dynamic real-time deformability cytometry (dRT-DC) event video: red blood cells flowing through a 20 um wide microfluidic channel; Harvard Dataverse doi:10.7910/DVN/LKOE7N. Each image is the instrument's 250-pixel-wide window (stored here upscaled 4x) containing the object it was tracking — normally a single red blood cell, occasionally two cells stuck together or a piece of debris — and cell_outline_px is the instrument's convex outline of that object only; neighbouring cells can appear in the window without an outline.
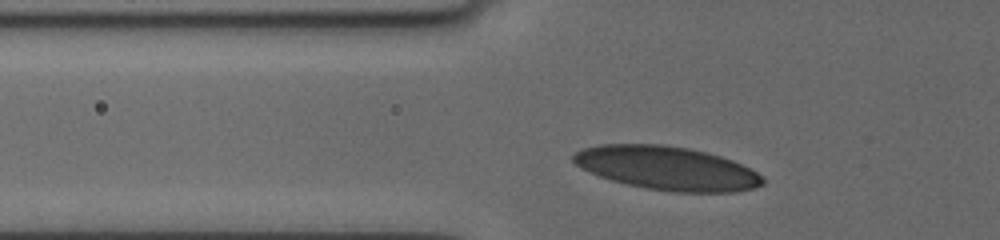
{"species": "human", "species_latin": "Homo sapiens", "temperature_condition": "cold", "stored_images_in_passage": 3, "camera_frame_rate_fps": 3000, "um_per_image_px": 0.085, "donor": {"sex": "female"}, "frame": {"image": 1, "passage_image": 2, "time_ms": 0.667, "image_size_px": [1000, 240], "cell_outline_px": [[764, 184], [756, 188], [736, 192], [676, 192], [648, 188], [628, 184], [612, 180], [600, 176], [580, 168], [572, 160], [572, 156], [576, 152], [584, 148], [600, 144], [660, 144], [688, 148], [720, 156], [732, 160], [764, 176]], "centroid_in_image_um": [56.71, 14.3], "position_along_channel_um": 69.1, "area_um2": 47.92}}